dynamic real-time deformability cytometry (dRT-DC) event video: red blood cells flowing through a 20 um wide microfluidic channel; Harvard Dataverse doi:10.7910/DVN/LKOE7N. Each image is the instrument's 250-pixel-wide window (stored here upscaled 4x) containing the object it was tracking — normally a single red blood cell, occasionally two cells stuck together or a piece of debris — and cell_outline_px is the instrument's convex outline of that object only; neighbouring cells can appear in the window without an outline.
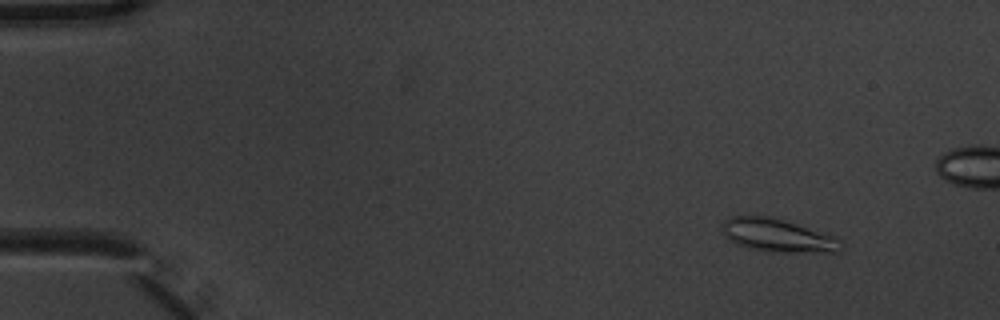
{"species": "common noctule bat (a hibernating species)", "species_latin": "Nyctalus noctula", "temperature_condition": "warm", "stored_images_in_passage": 5, "camera_frame_rate_fps": 3000, "um_per_image_px": 0.085, "animal": {"sex": "male", "body_mass_g": 20.1, "forearm_length_mm": 53.5}, "frame": {"image": 1, "passage_image": 1, "time_ms": 0.0, "image_size_px": [1000, 320], "cell_outline_px": [[844, 248], [840, 252], [772, 252], [748, 248], [736, 244], [728, 240], [724, 236], [720, 228], [724, 220], [732, 216], [768, 216], [784, 220], [836, 236], [840, 240]], "centroid_in_image_um": [66.1, 20.02], "position_along_channel_um": 18.9, "area_um2": 23.24}}